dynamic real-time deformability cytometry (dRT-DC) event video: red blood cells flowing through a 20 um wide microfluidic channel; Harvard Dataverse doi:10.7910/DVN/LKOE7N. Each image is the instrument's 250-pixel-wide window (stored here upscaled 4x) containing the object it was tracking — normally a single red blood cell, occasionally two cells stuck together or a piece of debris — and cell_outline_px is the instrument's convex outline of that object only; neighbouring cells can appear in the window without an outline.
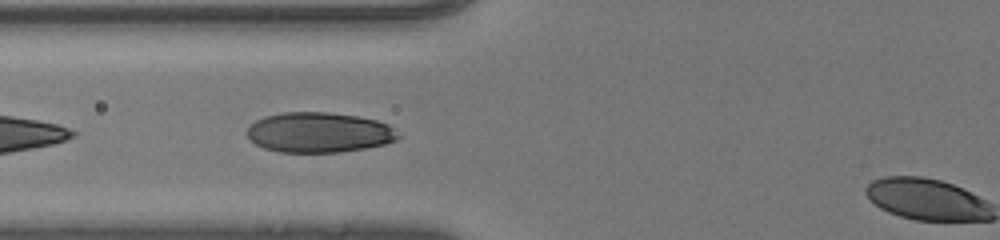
{"species": "human", "species_latin": "Homo sapiens", "temperature_condition": "room temperature", "stored_images_in_passage": 4, "camera_frame_rate_fps": 3000, "um_per_image_px": 0.085, "donor": {"sex": "male"}, "frame": {"image": 1, "passage_image": 3, "time_ms": 0.667, "image_size_px": [1000, 240], "cell_outline_px": [[400, 136], [396, 140], [384, 144], [364, 148], [336, 152], [280, 152], [264, 148], [248, 140], [244, 132], [256, 120], [264, 116], [284, 112], [328, 112], [356, 116], [376, 120], [388, 124]], "centroid_in_image_um": [27.06, 11.25], "position_along_channel_um": 98.7, "area_um2": 35.37}}